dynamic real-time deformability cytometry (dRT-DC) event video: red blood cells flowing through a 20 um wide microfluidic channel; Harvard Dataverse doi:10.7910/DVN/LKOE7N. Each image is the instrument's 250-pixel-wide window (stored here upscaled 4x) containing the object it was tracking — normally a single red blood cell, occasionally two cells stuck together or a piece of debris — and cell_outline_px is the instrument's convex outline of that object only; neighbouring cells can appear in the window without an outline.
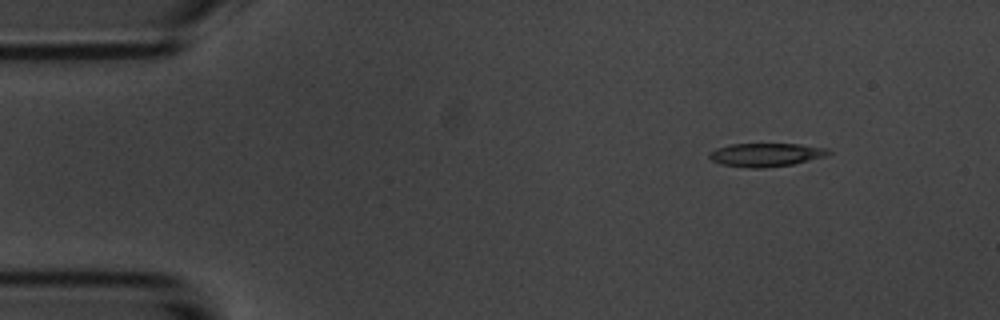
{"species": "common noctule bat (a hibernating species)", "species_latin": "Nyctalus noctula", "temperature_condition": "room temperature", "stored_images_in_passage": 7, "camera_frame_rate_fps": 3000, "um_per_image_px": 0.085, "animal": {"sex": "male", "body_mass_g": 20.1, "forearm_length_mm": 53.5}, "frame": {"image": 1, "passage_image": 1, "time_ms": 0.0, "image_size_px": [1000, 320], "cell_outline_px": [[832, 152], [824, 156], [792, 164], [764, 168], [748, 168], [720, 164], [712, 160], [708, 156], [708, 152], [716, 148], [732, 144], [800, 144], [828, 148]], "centroid_in_image_um": [65.07, 13.15], "position_along_channel_um": 19.9, "area_um2": 16.24}}
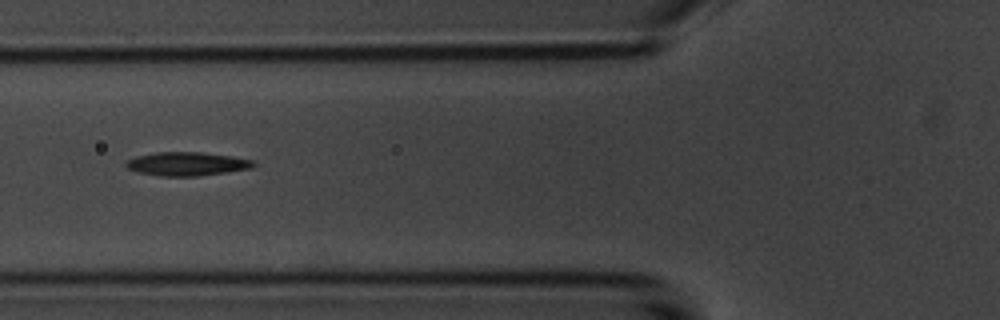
{"frame": {"image": 2, "passage_image": 5, "time_ms": 4.667, "image_size_px": [1000, 320], "cell_outline_px": [[256, 164], [252, 168], [196, 176], [160, 176], [136, 172], [128, 168], [124, 164], [128, 160], [136, 156], [156, 152], [200, 152], [232, 156], [256, 160]], "centroid_in_image_um": [15.89, 13.92], "position_along_channel_um": 109.9, "area_um2": 17.57}}
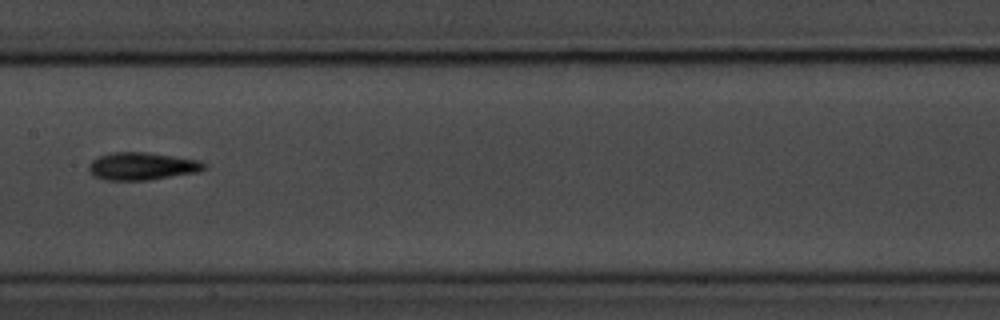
{"frame": {"image": 3, "passage_image": 7, "time_ms": 7.0, "image_size_px": [1000, 320], "cell_outline_px": [[208, 168], [200, 172], [148, 180], [104, 180], [92, 176], [88, 168], [88, 164], [92, 160], [100, 156], [112, 152], [144, 152], [200, 160], [208, 164]], "centroid_in_image_um": [12.1, 14.13], "position_along_channel_um": 195.3, "area_um2": 18.79}}